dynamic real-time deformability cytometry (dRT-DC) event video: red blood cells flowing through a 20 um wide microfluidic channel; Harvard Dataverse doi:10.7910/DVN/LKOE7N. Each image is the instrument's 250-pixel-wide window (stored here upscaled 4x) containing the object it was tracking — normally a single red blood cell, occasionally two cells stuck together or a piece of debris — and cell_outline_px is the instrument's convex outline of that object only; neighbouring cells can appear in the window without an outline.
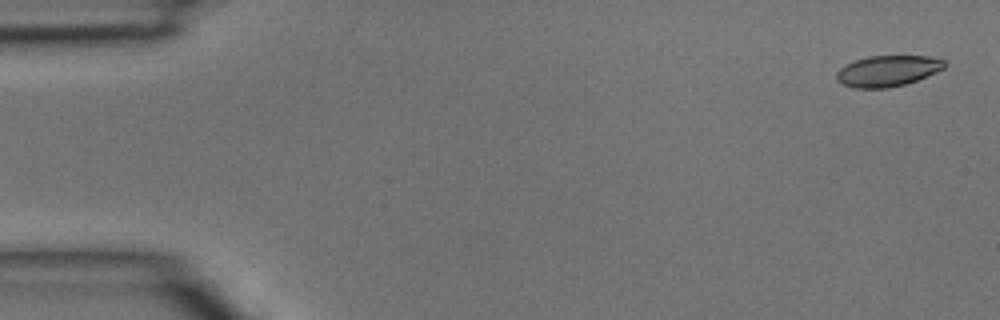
{"species": "common noctule bat (a hibernating species)", "species_latin": "Nyctalus noctula", "temperature_condition": "room temperature", "stored_images_in_passage": 4, "camera_frame_rate_fps": 3000, "um_per_image_px": 0.085, "animal": {"sex": "male", "body_mass_g": 15.6}, "frame": {"image": 1, "passage_image": 1, "time_ms": 0.0, "image_size_px": [1000, 320], "cell_outline_px": [[944, 68], [936, 72], [916, 80], [904, 84], [888, 88], [856, 88], [844, 84], [836, 80], [836, 72], [840, 68], [856, 60], [868, 56], [928, 56], [944, 60]], "centroid_in_image_um": [75.43, 6.03], "position_along_channel_um": 9.6, "area_um2": 19.19}}
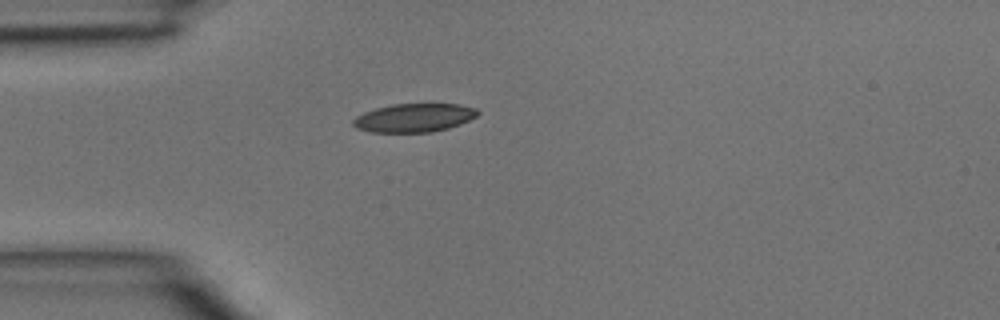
{"frame": {"image": 2, "passage_image": 4, "time_ms": 1.0, "image_size_px": [1000, 320], "cell_outline_px": [[480, 112], [476, 116], [460, 124], [448, 128], [432, 132], [368, 132], [356, 128], [352, 124], [352, 120], [356, 116], [364, 112], [376, 108], [392, 104], [460, 104], [476, 108]], "centroid_in_image_um": [35.18, 10.01], "position_along_channel_um": 49.8, "area_um2": 20.75}}